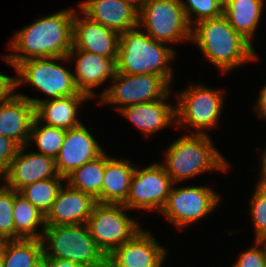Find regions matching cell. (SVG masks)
<instances>
[{
	"label": "cell",
	"mask_w": 266,
	"mask_h": 267,
	"mask_svg": "<svg viewBox=\"0 0 266 267\" xmlns=\"http://www.w3.org/2000/svg\"><path fill=\"white\" fill-rule=\"evenodd\" d=\"M263 267H266V253H265V261Z\"/></svg>",
	"instance_id": "cell-42"
},
{
	"label": "cell",
	"mask_w": 266,
	"mask_h": 267,
	"mask_svg": "<svg viewBox=\"0 0 266 267\" xmlns=\"http://www.w3.org/2000/svg\"><path fill=\"white\" fill-rule=\"evenodd\" d=\"M112 156L105 151L101 203L124 204L129 194L131 178L136 165L128 158Z\"/></svg>",
	"instance_id": "cell-23"
},
{
	"label": "cell",
	"mask_w": 266,
	"mask_h": 267,
	"mask_svg": "<svg viewBox=\"0 0 266 267\" xmlns=\"http://www.w3.org/2000/svg\"><path fill=\"white\" fill-rule=\"evenodd\" d=\"M266 0H223V15L230 25L253 46L264 17ZM255 38V39H254Z\"/></svg>",
	"instance_id": "cell-24"
},
{
	"label": "cell",
	"mask_w": 266,
	"mask_h": 267,
	"mask_svg": "<svg viewBox=\"0 0 266 267\" xmlns=\"http://www.w3.org/2000/svg\"><path fill=\"white\" fill-rule=\"evenodd\" d=\"M254 242L248 249L239 252L236 261L230 267H263L266 253V241Z\"/></svg>",
	"instance_id": "cell-33"
},
{
	"label": "cell",
	"mask_w": 266,
	"mask_h": 267,
	"mask_svg": "<svg viewBox=\"0 0 266 267\" xmlns=\"http://www.w3.org/2000/svg\"><path fill=\"white\" fill-rule=\"evenodd\" d=\"M159 162H152L142 168L136 165L124 203L131 212L147 210L159 213L165 206L174 182Z\"/></svg>",
	"instance_id": "cell-12"
},
{
	"label": "cell",
	"mask_w": 266,
	"mask_h": 267,
	"mask_svg": "<svg viewBox=\"0 0 266 267\" xmlns=\"http://www.w3.org/2000/svg\"><path fill=\"white\" fill-rule=\"evenodd\" d=\"M71 67L73 66L67 56L33 58L21 62L15 68L16 93L28 99L34 106L50 99L83 94L78 91L75 85ZM24 85L38 90L45 97L39 99L18 92V89L20 90V87Z\"/></svg>",
	"instance_id": "cell-6"
},
{
	"label": "cell",
	"mask_w": 266,
	"mask_h": 267,
	"mask_svg": "<svg viewBox=\"0 0 266 267\" xmlns=\"http://www.w3.org/2000/svg\"><path fill=\"white\" fill-rule=\"evenodd\" d=\"M257 152H259V155H260V157H259L260 169L258 170L259 171V175H258L259 180H257V183L266 185V146H264V148H262V149L258 148Z\"/></svg>",
	"instance_id": "cell-37"
},
{
	"label": "cell",
	"mask_w": 266,
	"mask_h": 267,
	"mask_svg": "<svg viewBox=\"0 0 266 267\" xmlns=\"http://www.w3.org/2000/svg\"><path fill=\"white\" fill-rule=\"evenodd\" d=\"M15 190L0 185V241L15 240L13 207Z\"/></svg>",
	"instance_id": "cell-32"
},
{
	"label": "cell",
	"mask_w": 266,
	"mask_h": 267,
	"mask_svg": "<svg viewBox=\"0 0 266 267\" xmlns=\"http://www.w3.org/2000/svg\"><path fill=\"white\" fill-rule=\"evenodd\" d=\"M177 51L156 41L139 27L120 34L117 56L118 72L124 74H157L171 86L174 79L172 63Z\"/></svg>",
	"instance_id": "cell-4"
},
{
	"label": "cell",
	"mask_w": 266,
	"mask_h": 267,
	"mask_svg": "<svg viewBox=\"0 0 266 267\" xmlns=\"http://www.w3.org/2000/svg\"><path fill=\"white\" fill-rule=\"evenodd\" d=\"M105 170V151L94 160L85 163L65 178L72 188L91 195L101 203V189Z\"/></svg>",
	"instance_id": "cell-26"
},
{
	"label": "cell",
	"mask_w": 266,
	"mask_h": 267,
	"mask_svg": "<svg viewBox=\"0 0 266 267\" xmlns=\"http://www.w3.org/2000/svg\"><path fill=\"white\" fill-rule=\"evenodd\" d=\"M96 203L91 195L74 189L65 182L45 215V224H86Z\"/></svg>",
	"instance_id": "cell-19"
},
{
	"label": "cell",
	"mask_w": 266,
	"mask_h": 267,
	"mask_svg": "<svg viewBox=\"0 0 266 267\" xmlns=\"http://www.w3.org/2000/svg\"><path fill=\"white\" fill-rule=\"evenodd\" d=\"M109 84L111 86H105L99 91L97 105L114 106L117 113L134 104L163 99L173 90L172 86L157 74L133 75L118 72Z\"/></svg>",
	"instance_id": "cell-10"
},
{
	"label": "cell",
	"mask_w": 266,
	"mask_h": 267,
	"mask_svg": "<svg viewBox=\"0 0 266 267\" xmlns=\"http://www.w3.org/2000/svg\"><path fill=\"white\" fill-rule=\"evenodd\" d=\"M84 122L66 130L64 141L55 157L58 174L66 178L74 170L100 156L105 150Z\"/></svg>",
	"instance_id": "cell-15"
},
{
	"label": "cell",
	"mask_w": 266,
	"mask_h": 267,
	"mask_svg": "<svg viewBox=\"0 0 266 267\" xmlns=\"http://www.w3.org/2000/svg\"><path fill=\"white\" fill-rule=\"evenodd\" d=\"M77 7L69 6L44 15L16 31L6 45L11 53L0 54L1 59L15 70L29 59L67 56L72 49L73 18Z\"/></svg>",
	"instance_id": "cell-1"
},
{
	"label": "cell",
	"mask_w": 266,
	"mask_h": 267,
	"mask_svg": "<svg viewBox=\"0 0 266 267\" xmlns=\"http://www.w3.org/2000/svg\"><path fill=\"white\" fill-rule=\"evenodd\" d=\"M129 212L131 211L124 204L94 205L86 225L97 246L106 256L142 229L140 220L138 222Z\"/></svg>",
	"instance_id": "cell-11"
},
{
	"label": "cell",
	"mask_w": 266,
	"mask_h": 267,
	"mask_svg": "<svg viewBox=\"0 0 266 267\" xmlns=\"http://www.w3.org/2000/svg\"><path fill=\"white\" fill-rule=\"evenodd\" d=\"M127 4L131 5L138 12L147 4L149 0H123Z\"/></svg>",
	"instance_id": "cell-39"
},
{
	"label": "cell",
	"mask_w": 266,
	"mask_h": 267,
	"mask_svg": "<svg viewBox=\"0 0 266 267\" xmlns=\"http://www.w3.org/2000/svg\"><path fill=\"white\" fill-rule=\"evenodd\" d=\"M181 3L191 26L223 14V0H181Z\"/></svg>",
	"instance_id": "cell-31"
},
{
	"label": "cell",
	"mask_w": 266,
	"mask_h": 267,
	"mask_svg": "<svg viewBox=\"0 0 266 267\" xmlns=\"http://www.w3.org/2000/svg\"><path fill=\"white\" fill-rule=\"evenodd\" d=\"M42 262L46 267H85L81 264L74 263L68 260H58L54 258H43Z\"/></svg>",
	"instance_id": "cell-38"
},
{
	"label": "cell",
	"mask_w": 266,
	"mask_h": 267,
	"mask_svg": "<svg viewBox=\"0 0 266 267\" xmlns=\"http://www.w3.org/2000/svg\"><path fill=\"white\" fill-rule=\"evenodd\" d=\"M78 9L92 21L119 34L138 27V11L123 0H83Z\"/></svg>",
	"instance_id": "cell-20"
},
{
	"label": "cell",
	"mask_w": 266,
	"mask_h": 267,
	"mask_svg": "<svg viewBox=\"0 0 266 267\" xmlns=\"http://www.w3.org/2000/svg\"><path fill=\"white\" fill-rule=\"evenodd\" d=\"M138 27L156 41L170 45L191 42V28L181 0H149L138 13Z\"/></svg>",
	"instance_id": "cell-9"
},
{
	"label": "cell",
	"mask_w": 266,
	"mask_h": 267,
	"mask_svg": "<svg viewBox=\"0 0 266 267\" xmlns=\"http://www.w3.org/2000/svg\"><path fill=\"white\" fill-rule=\"evenodd\" d=\"M19 146L11 139L0 135V180L8 171Z\"/></svg>",
	"instance_id": "cell-34"
},
{
	"label": "cell",
	"mask_w": 266,
	"mask_h": 267,
	"mask_svg": "<svg viewBox=\"0 0 266 267\" xmlns=\"http://www.w3.org/2000/svg\"><path fill=\"white\" fill-rule=\"evenodd\" d=\"M156 240L152 230L141 229L107 256L108 267H163L168 249Z\"/></svg>",
	"instance_id": "cell-14"
},
{
	"label": "cell",
	"mask_w": 266,
	"mask_h": 267,
	"mask_svg": "<svg viewBox=\"0 0 266 267\" xmlns=\"http://www.w3.org/2000/svg\"><path fill=\"white\" fill-rule=\"evenodd\" d=\"M3 258H4V241H0V267L3 266Z\"/></svg>",
	"instance_id": "cell-40"
},
{
	"label": "cell",
	"mask_w": 266,
	"mask_h": 267,
	"mask_svg": "<svg viewBox=\"0 0 266 267\" xmlns=\"http://www.w3.org/2000/svg\"><path fill=\"white\" fill-rule=\"evenodd\" d=\"M34 119L35 106L17 93L0 103V135L13 140L19 147L28 144Z\"/></svg>",
	"instance_id": "cell-21"
},
{
	"label": "cell",
	"mask_w": 266,
	"mask_h": 267,
	"mask_svg": "<svg viewBox=\"0 0 266 267\" xmlns=\"http://www.w3.org/2000/svg\"><path fill=\"white\" fill-rule=\"evenodd\" d=\"M67 57L74 65L72 71L78 91L87 95L92 101L96 98L98 100L97 87L100 88L101 85L103 87L104 84L114 80L118 74L117 58L110 59L75 49L73 46Z\"/></svg>",
	"instance_id": "cell-13"
},
{
	"label": "cell",
	"mask_w": 266,
	"mask_h": 267,
	"mask_svg": "<svg viewBox=\"0 0 266 267\" xmlns=\"http://www.w3.org/2000/svg\"><path fill=\"white\" fill-rule=\"evenodd\" d=\"M92 101L85 94H75L68 97L50 99L35 105V119L48 126L65 130L82 124L80 109Z\"/></svg>",
	"instance_id": "cell-22"
},
{
	"label": "cell",
	"mask_w": 266,
	"mask_h": 267,
	"mask_svg": "<svg viewBox=\"0 0 266 267\" xmlns=\"http://www.w3.org/2000/svg\"><path fill=\"white\" fill-rule=\"evenodd\" d=\"M173 93L177 130L184 129L185 134L210 135L212 130L221 128L220 117L226 97L224 88H210L202 81H191L181 91Z\"/></svg>",
	"instance_id": "cell-5"
},
{
	"label": "cell",
	"mask_w": 266,
	"mask_h": 267,
	"mask_svg": "<svg viewBox=\"0 0 266 267\" xmlns=\"http://www.w3.org/2000/svg\"><path fill=\"white\" fill-rule=\"evenodd\" d=\"M41 241L43 258L68 260L85 267L107 265V256L97 246L86 224L46 226Z\"/></svg>",
	"instance_id": "cell-7"
},
{
	"label": "cell",
	"mask_w": 266,
	"mask_h": 267,
	"mask_svg": "<svg viewBox=\"0 0 266 267\" xmlns=\"http://www.w3.org/2000/svg\"><path fill=\"white\" fill-rule=\"evenodd\" d=\"M28 148L27 145L19 147L0 184L19 192L23 187L38 180L60 176L54 158L37 153L35 149L28 151Z\"/></svg>",
	"instance_id": "cell-16"
},
{
	"label": "cell",
	"mask_w": 266,
	"mask_h": 267,
	"mask_svg": "<svg viewBox=\"0 0 266 267\" xmlns=\"http://www.w3.org/2000/svg\"><path fill=\"white\" fill-rule=\"evenodd\" d=\"M65 134V129L48 126L34 119L27 146H35V152L55 159L62 147Z\"/></svg>",
	"instance_id": "cell-29"
},
{
	"label": "cell",
	"mask_w": 266,
	"mask_h": 267,
	"mask_svg": "<svg viewBox=\"0 0 266 267\" xmlns=\"http://www.w3.org/2000/svg\"><path fill=\"white\" fill-rule=\"evenodd\" d=\"M208 134H181L166 146L162 160L174 183L198 178L202 174L230 171V161L219 151Z\"/></svg>",
	"instance_id": "cell-3"
},
{
	"label": "cell",
	"mask_w": 266,
	"mask_h": 267,
	"mask_svg": "<svg viewBox=\"0 0 266 267\" xmlns=\"http://www.w3.org/2000/svg\"><path fill=\"white\" fill-rule=\"evenodd\" d=\"M174 183L167 202L160 215L164 216L172 226L181 231L199 223L219 207L221 194L210 185H177Z\"/></svg>",
	"instance_id": "cell-8"
},
{
	"label": "cell",
	"mask_w": 266,
	"mask_h": 267,
	"mask_svg": "<svg viewBox=\"0 0 266 267\" xmlns=\"http://www.w3.org/2000/svg\"><path fill=\"white\" fill-rule=\"evenodd\" d=\"M37 267H46L45 264L42 262Z\"/></svg>",
	"instance_id": "cell-41"
},
{
	"label": "cell",
	"mask_w": 266,
	"mask_h": 267,
	"mask_svg": "<svg viewBox=\"0 0 266 267\" xmlns=\"http://www.w3.org/2000/svg\"><path fill=\"white\" fill-rule=\"evenodd\" d=\"M249 217L253 225L254 241H266V185L255 183L250 198Z\"/></svg>",
	"instance_id": "cell-30"
},
{
	"label": "cell",
	"mask_w": 266,
	"mask_h": 267,
	"mask_svg": "<svg viewBox=\"0 0 266 267\" xmlns=\"http://www.w3.org/2000/svg\"><path fill=\"white\" fill-rule=\"evenodd\" d=\"M13 221L15 240L41 239L46 228L45 215L16 190Z\"/></svg>",
	"instance_id": "cell-25"
},
{
	"label": "cell",
	"mask_w": 266,
	"mask_h": 267,
	"mask_svg": "<svg viewBox=\"0 0 266 267\" xmlns=\"http://www.w3.org/2000/svg\"><path fill=\"white\" fill-rule=\"evenodd\" d=\"M120 34L92 21L79 9L73 18L72 46L110 59L117 58Z\"/></svg>",
	"instance_id": "cell-17"
},
{
	"label": "cell",
	"mask_w": 266,
	"mask_h": 267,
	"mask_svg": "<svg viewBox=\"0 0 266 267\" xmlns=\"http://www.w3.org/2000/svg\"><path fill=\"white\" fill-rule=\"evenodd\" d=\"M256 102L253 104V111H255L256 115L260 119H264L266 121V83L259 90V94L256 95Z\"/></svg>",
	"instance_id": "cell-36"
},
{
	"label": "cell",
	"mask_w": 266,
	"mask_h": 267,
	"mask_svg": "<svg viewBox=\"0 0 266 267\" xmlns=\"http://www.w3.org/2000/svg\"><path fill=\"white\" fill-rule=\"evenodd\" d=\"M173 95L171 90L163 99L134 104L118 113L135 126L141 136L149 139L165 128L176 127L175 103L169 101Z\"/></svg>",
	"instance_id": "cell-18"
},
{
	"label": "cell",
	"mask_w": 266,
	"mask_h": 267,
	"mask_svg": "<svg viewBox=\"0 0 266 267\" xmlns=\"http://www.w3.org/2000/svg\"><path fill=\"white\" fill-rule=\"evenodd\" d=\"M16 93L15 75L9 76L0 71V103L7 101Z\"/></svg>",
	"instance_id": "cell-35"
},
{
	"label": "cell",
	"mask_w": 266,
	"mask_h": 267,
	"mask_svg": "<svg viewBox=\"0 0 266 267\" xmlns=\"http://www.w3.org/2000/svg\"><path fill=\"white\" fill-rule=\"evenodd\" d=\"M206 61L222 74L260 59L255 47L221 16L203 19L192 25L191 42Z\"/></svg>",
	"instance_id": "cell-2"
},
{
	"label": "cell",
	"mask_w": 266,
	"mask_h": 267,
	"mask_svg": "<svg viewBox=\"0 0 266 267\" xmlns=\"http://www.w3.org/2000/svg\"><path fill=\"white\" fill-rule=\"evenodd\" d=\"M43 256L41 239L6 240L2 267H37Z\"/></svg>",
	"instance_id": "cell-27"
},
{
	"label": "cell",
	"mask_w": 266,
	"mask_h": 267,
	"mask_svg": "<svg viewBox=\"0 0 266 267\" xmlns=\"http://www.w3.org/2000/svg\"><path fill=\"white\" fill-rule=\"evenodd\" d=\"M64 182L65 178L61 176L38 180L23 187L19 193L46 215L57 198Z\"/></svg>",
	"instance_id": "cell-28"
}]
</instances>
